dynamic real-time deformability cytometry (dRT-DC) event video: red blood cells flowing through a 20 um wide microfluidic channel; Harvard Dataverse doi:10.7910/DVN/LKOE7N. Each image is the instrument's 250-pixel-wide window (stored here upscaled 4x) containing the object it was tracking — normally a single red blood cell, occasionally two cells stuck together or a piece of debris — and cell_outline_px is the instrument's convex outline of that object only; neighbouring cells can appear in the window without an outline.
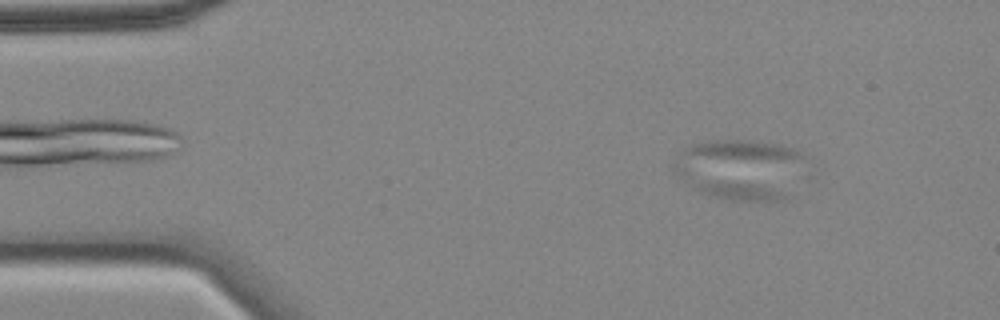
{"species": "common noctule bat (a hibernating species)", "species_latin": "Nyctalus noctula", "temperature_condition": "cold", "stored_images_in_passage": 57, "camera_frame_rate_fps": 3000, "um_per_image_px": 0.085, "animal": {"sex": "female", "body_mass_g": 18.4}, "frame": {"image": 1, "passage_image": 7, "time_ms": 2.0, "image_size_px": [1000, 320], "cell_outline_px": [[800, 156], [792, 196], [780, 200], [724, 200], [708, 196], [696, 188], [676, 172], [672, 168], [684, 148], [692, 144], [716, 140], [752, 140], [780, 144], [796, 148], [800, 152]], "centroid_in_image_um": [62.92, 14.39], "position_along_channel_um": 22.1, "area_um2": 45.6}}
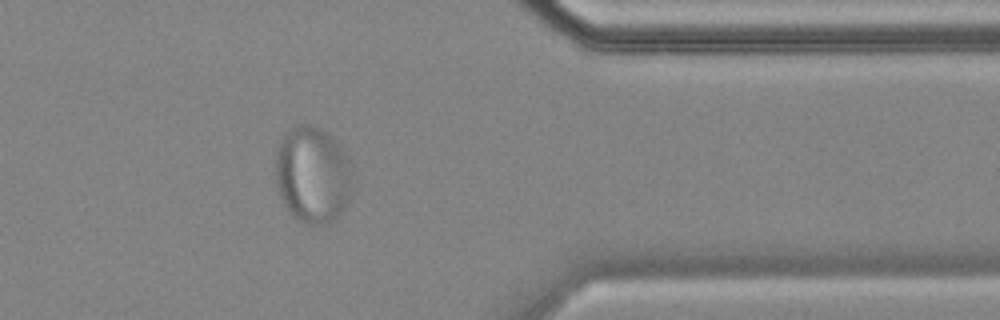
{"frame": {"image": 2, "passage_image": 46, "time_ms": 15.0, "image_size_px": [1000, 320], "cell_outline_px": [[356, 188], [344, 208], [336, 220], [328, 224], [304, 224], [296, 220], [284, 204], [280, 196], [276, 184], [276, 152], [284, 136], [292, 128], [300, 124], [308, 124], [320, 128], [328, 132], [340, 144], [348, 156], [352, 164]], "centroid_in_image_um": [26.66, 14.89], "position_along_channel_um": 384.7, "area_um2": 44.51}}
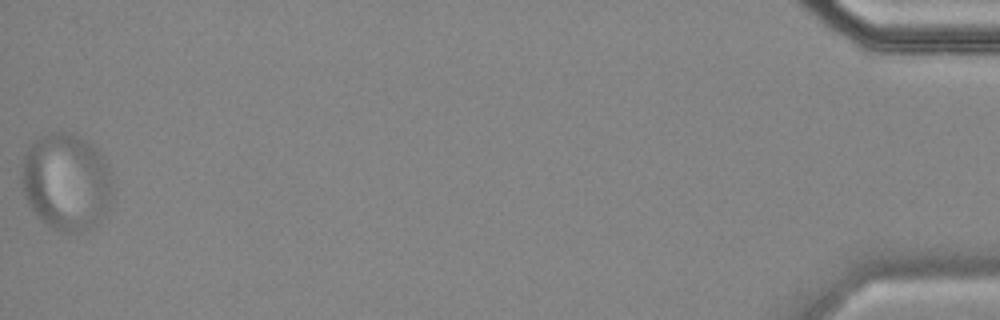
{"frame": {"image": 3, "passage_image": 57, "time_ms": 18.667, "image_size_px": [1000, 320], "cell_outline_px": [[112, 188], [104, 212], [88, 228], [80, 232], [60, 232], [40, 220], [36, 216], [28, 204], [20, 180], [24, 152], [28, 144], [32, 140], [40, 136], [52, 132], [72, 132], [80, 136], [92, 144], [104, 156], [108, 164], [112, 176]], "centroid_in_image_um": [5.58, 15.39], "position_along_channel_um": 429.6, "area_um2": 51.73}}